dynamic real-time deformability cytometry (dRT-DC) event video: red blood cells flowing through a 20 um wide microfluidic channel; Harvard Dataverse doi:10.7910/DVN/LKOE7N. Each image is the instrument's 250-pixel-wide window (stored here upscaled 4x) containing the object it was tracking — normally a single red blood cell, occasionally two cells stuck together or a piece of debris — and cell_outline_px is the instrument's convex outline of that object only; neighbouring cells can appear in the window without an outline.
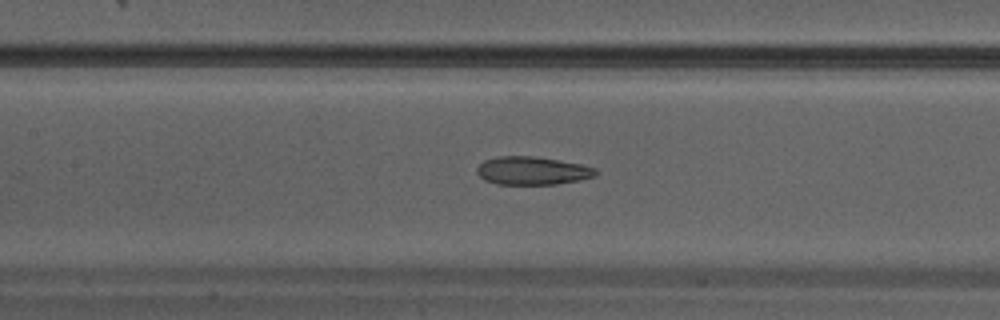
{"species": "Egyptian fruit bat (a non-hibernating species)", "species_latin": "Rousettus aegyptiacus", "temperature_condition": "warm", "stored_images_in_passage": 35, "camera_frame_rate_fps": 3000, "um_per_image_px": 0.085, "animal": {"sex": "male"}, "frame": {"image": 1, "passage_image": 16, "time_ms": 5.0, "image_size_px": [1000, 320], "cell_outline_px": [[600, 172], [596, 176], [580, 180], [556, 184], [496, 184], [484, 180], [476, 172], [476, 168], [484, 160], [500, 156], [536, 156], [580, 164], [596, 168]], "centroid_in_image_um": [45.26, 14.51], "position_along_channel_um": 162.1, "area_um2": 19.59}}
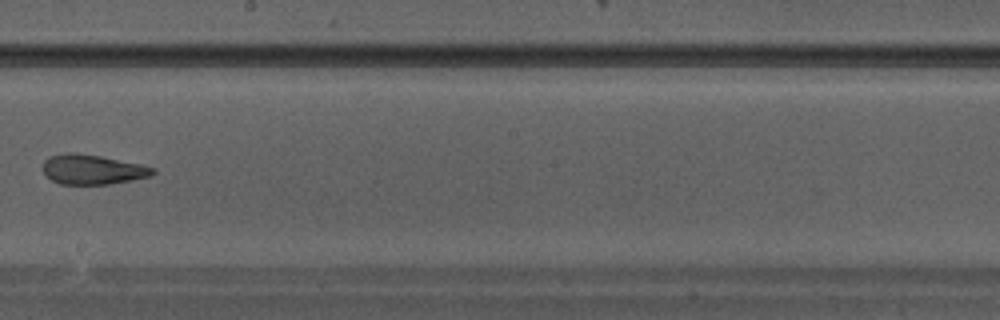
{"frame": {"image": 2, "passage_image": 20, "time_ms": 6.333, "image_size_px": [1000, 320], "cell_outline_px": [[156, 172], [148, 176], [108, 184], [60, 184], [52, 180], [44, 172], [44, 160], [48, 156], [68, 152], [72, 152], [100, 156], [140, 164], [156, 168]], "centroid_in_image_um": [7.84, 14.39], "position_along_channel_um": 240.4, "area_um2": 18.79}}